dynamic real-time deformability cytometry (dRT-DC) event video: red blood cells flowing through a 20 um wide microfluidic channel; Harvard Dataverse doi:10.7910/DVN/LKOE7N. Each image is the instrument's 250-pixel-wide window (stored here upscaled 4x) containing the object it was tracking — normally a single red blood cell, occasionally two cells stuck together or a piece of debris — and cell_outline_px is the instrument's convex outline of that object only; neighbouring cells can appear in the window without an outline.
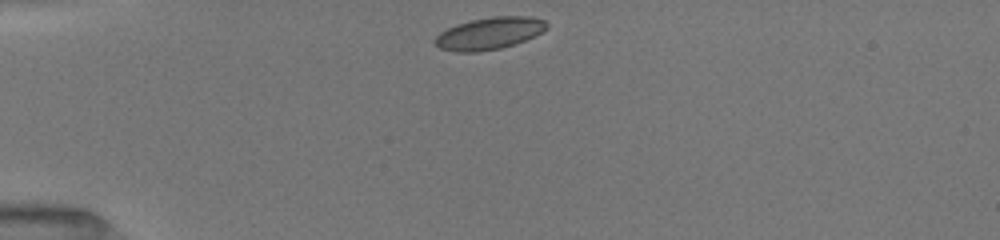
{"species": "common noctule bat (a hibernating species)", "species_latin": "Nyctalus noctula", "temperature_condition": "room temperature", "stored_images_in_passage": 39, "camera_frame_rate_fps": 3000, "um_per_image_px": 0.085, "animal": {"sex": "female", "body_mass_g": 19.5, "forearm_length_mm": 54.1}, "frame": {"image": 1, "passage_image": 1, "time_ms": 0.0, "image_size_px": [1000, 240], "cell_outline_px": [[548, 28], [524, 40], [500, 48], [476, 52], [456, 52], [440, 48], [432, 40], [440, 32], [456, 24], [472, 20], [492, 16], [532, 16], [544, 20], [548, 24]], "centroid_in_image_um": [41.57, 2.82], "position_along_channel_um": 43.4, "area_um2": 20.75}}
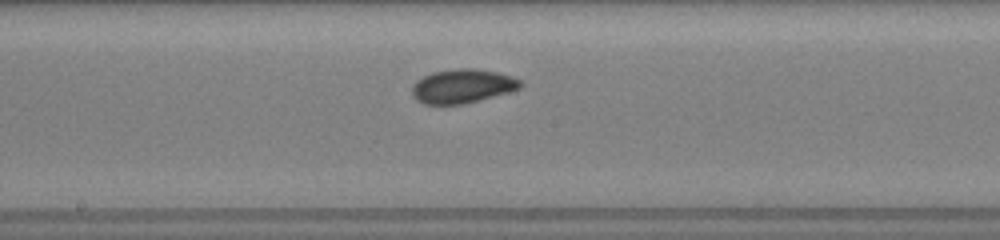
{"frame": {"image": 2, "passage_image": 16, "time_ms": 5.0, "image_size_px": [1000, 240], "cell_outline_px": [[524, 84], [520, 88], [508, 92], [464, 104], [424, 104], [416, 100], [412, 96], [412, 84], [416, 80], [432, 72], [456, 68], [472, 68], [496, 72], [512, 76], [520, 80]], "centroid_in_image_um": [39.28, 7.32], "position_along_channel_um": 208.9, "area_um2": 21.5}}
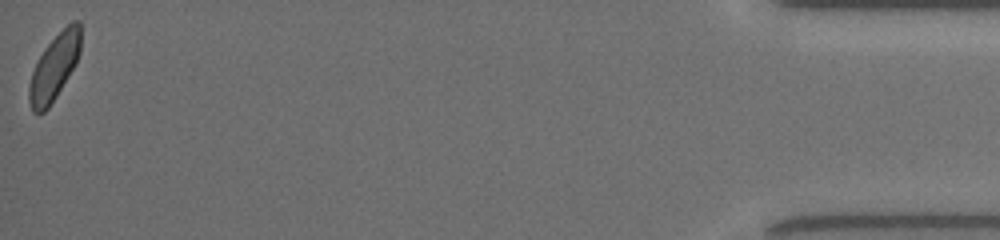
{"frame": {"image": 3, "passage_image": 39, "time_ms": 12.667, "image_size_px": [1000, 240], "cell_outline_px": [[80, 52], [76, 64], [56, 96], [48, 108], [44, 112], [32, 112], [28, 100], [28, 88], [32, 72], [44, 48], [72, 20], [80, 20]], "centroid_in_image_um": [4.62, 5.71], "position_along_channel_um": 430.6, "area_um2": 19.54}, "authors_computed_cell_mechanics": {"area_um2": 20.4612, "velocity_mm_per_s": 4.0159, "shape_relaxation_time_tau1_ms": 1.9656, "shape_relaxation_time_tau2_ms": 3.5785, "deformation_change_tau1": 0.0724, "deformation_change_tau2": 0.0571}}